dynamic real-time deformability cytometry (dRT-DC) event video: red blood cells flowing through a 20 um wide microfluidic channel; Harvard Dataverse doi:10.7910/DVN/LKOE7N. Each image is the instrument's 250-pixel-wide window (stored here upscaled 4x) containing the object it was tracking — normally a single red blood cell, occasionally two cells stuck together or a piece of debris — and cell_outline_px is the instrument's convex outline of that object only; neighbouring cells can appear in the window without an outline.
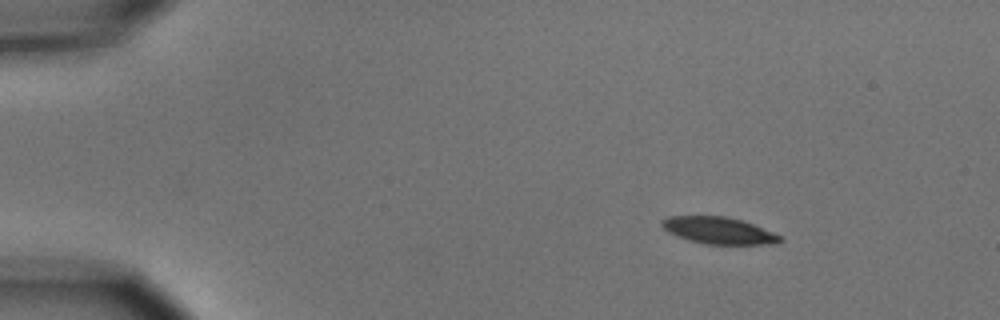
{"species": "common noctule bat (a hibernating species)", "species_latin": "Nyctalus noctula", "temperature_condition": "cold", "stored_images_in_passage": 8, "camera_frame_rate_fps": 3000, "um_per_image_px": 0.085, "animal": {"sex": "male", "body_mass_g": 15.6}, "frame": {"image": 1, "passage_image": 1, "time_ms": 0.0, "image_size_px": [1000, 320], "cell_outline_px": [[784, 240], [776, 244], [704, 244], [688, 240], [668, 232], [660, 224], [660, 220], [668, 216], [728, 216], [752, 224], [772, 232], [780, 236]], "centroid_in_image_um": [61.06, 19.59], "position_along_channel_um": 23.9, "area_um2": 18.44}}
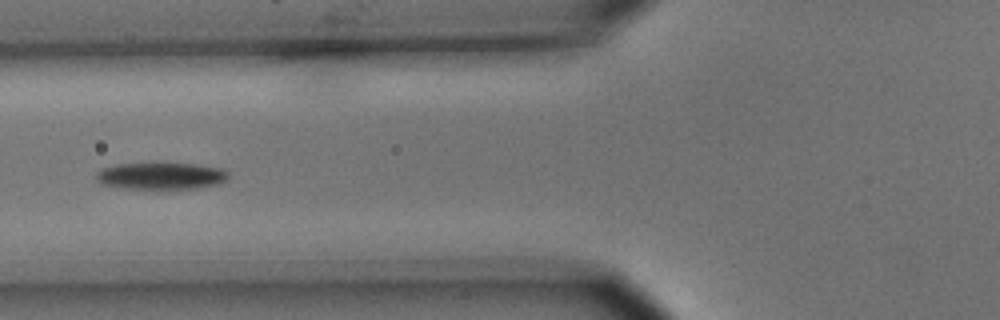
{"frame": {"image": 2, "passage_image": 5, "time_ms": 4.667, "image_size_px": [1000, 320], "cell_outline_px": [[228, 180], [220, 184], [196, 188], [156, 192], [124, 188], [100, 184], [96, 180], [96, 172], [104, 168], [116, 164], [196, 164], [220, 168], [228, 172]], "centroid_in_image_um": [13.69, 15.01], "position_along_channel_um": 112.1, "area_um2": 21.5}}
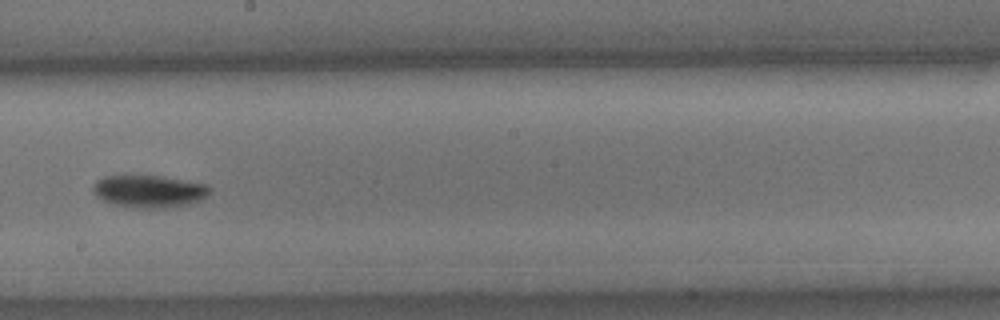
{"frame": {"image": 3, "passage_image": 8, "time_ms": 8.0, "image_size_px": [1000, 320], "cell_outline_px": [[208, 192], [200, 200], [188, 204], [164, 208], [132, 208], [112, 204], [96, 196], [92, 188], [92, 184], [96, 180], [104, 176], [160, 176], [208, 184]], "centroid_in_image_um": [12.61, 16.26], "position_along_channel_um": 235.6, "area_um2": 21.91}}